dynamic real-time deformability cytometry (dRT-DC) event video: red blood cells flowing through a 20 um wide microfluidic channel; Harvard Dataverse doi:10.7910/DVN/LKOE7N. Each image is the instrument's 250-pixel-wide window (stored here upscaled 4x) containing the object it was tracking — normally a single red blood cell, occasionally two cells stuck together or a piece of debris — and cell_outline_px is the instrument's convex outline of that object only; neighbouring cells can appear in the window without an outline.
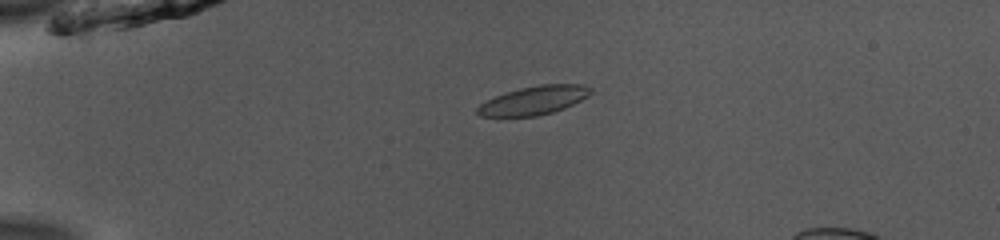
{"species": "common noctule bat (a hibernating species)", "species_latin": "Nyctalus noctula", "temperature_condition": "room temperature", "stored_images_in_passage": 39, "camera_frame_rate_fps": 3000, "um_per_image_px": 0.085, "animal": {"sex": "male", "body_mass_g": 13.0, "forearm_length_mm": 53.1}, "frame": {"image": 1, "passage_image": 2, "time_ms": 0.333, "image_size_px": [1000, 240], "cell_outline_px": [[592, 92], [588, 96], [564, 108], [552, 112], [536, 116], [480, 116], [476, 112], [476, 108], [480, 104], [496, 96], [520, 88], [540, 84], [584, 84], [592, 88]], "centroid_in_image_um": [45.4, 8.52], "position_along_channel_um": 39.6, "area_um2": 18.67}}
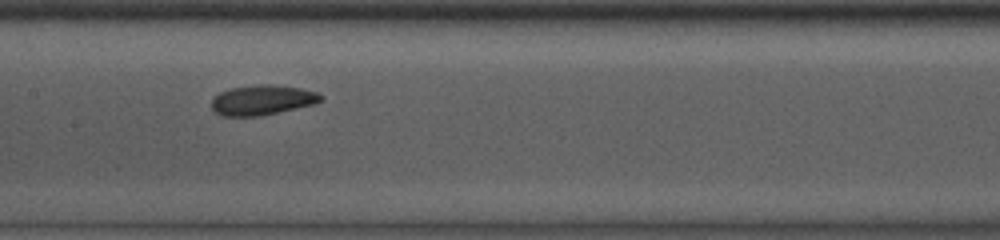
{"frame": {"image": 2, "passage_image": 16, "time_ms": 5.0, "image_size_px": [1000, 240], "cell_outline_px": [[324, 100], [316, 104], [256, 116], [224, 116], [216, 112], [212, 108], [212, 96], [220, 92], [232, 88], [260, 84], [268, 84], [300, 88], [316, 92], [324, 96]], "centroid_in_image_um": [22.31, 8.49], "position_along_channel_um": 185.1, "area_um2": 18.96}}
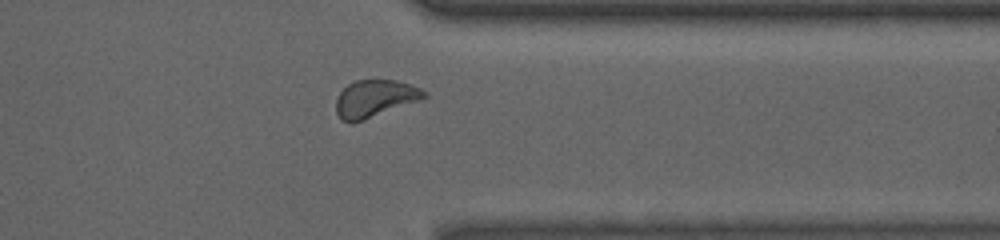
{"frame": {"image": 3, "passage_image": 31, "time_ms": 10.0, "image_size_px": [1000, 240], "cell_outline_px": [[428, 96], [420, 100], [352, 124], [340, 120], [336, 112], [336, 100], [340, 92], [352, 80], [396, 80], [420, 88], [428, 92]], "centroid_in_image_um": [31.84, 8.38], "position_along_channel_um": 379.6, "area_um2": 19.19}}